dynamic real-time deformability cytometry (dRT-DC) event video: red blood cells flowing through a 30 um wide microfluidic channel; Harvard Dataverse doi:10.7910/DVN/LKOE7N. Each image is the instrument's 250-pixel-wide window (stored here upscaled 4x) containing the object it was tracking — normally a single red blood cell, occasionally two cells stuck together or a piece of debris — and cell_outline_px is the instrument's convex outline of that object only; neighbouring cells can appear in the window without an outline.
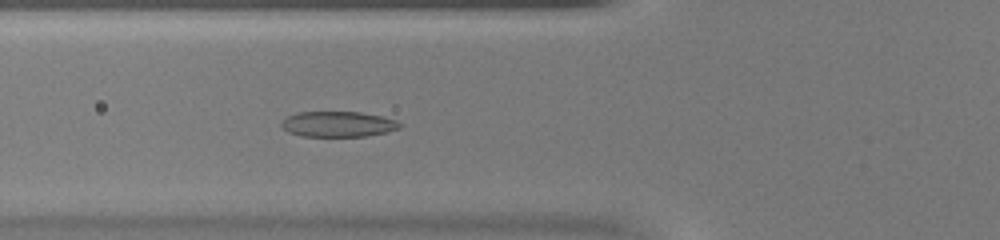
{"species": "common noctule bat (a hibernating species)", "species_latin": "Nyctalus noctula", "temperature_condition": "warm", "stored_images_in_passage": 37, "camera_frame_rate_fps": 3000, "um_per_image_px": 0.085, "animal": {"sex": "female", "body_mass_g": 20.0, "forearm_length_mm": 54.0}, "frame": {"image": 1, "passage_image": 8, "time_ms": 2.333, "image_size_px": [1000, 240], "cell_outline_px": [[404, 124], [400, 128], [388, 132], [368, 136], [300, 136], [288, 132], [280, 124], [288, 116], [296, 112], [360, 112], [380, 116], [396, 120]], "centroid_in_image_um": [28.77, 10.55], "position_along_channel_um": 97.0, "area_um2": 17.63}}
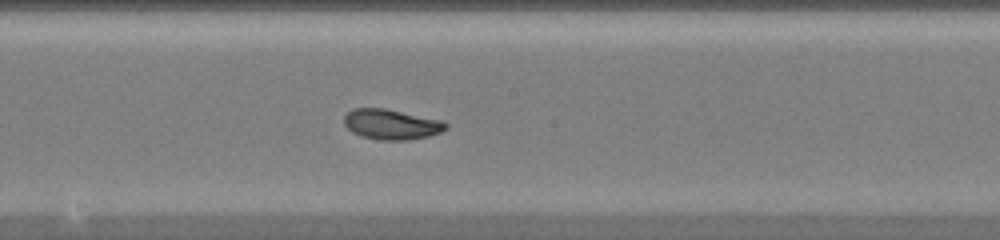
{"frame": {"image": 2, "passage_image": 16, "time_ms": 5.0, "image_size_px": [1000, 240], "cell_outline_px": [[448, 128], [440, 132], [428, 136], [408, 140], [380, 140], [360, 136], [352, 132], [344, 124], [344, 116], [352, 108], [384, 108], [440, 120], [448, 124]], "centroid_in_image_um": [33.24, 10.57], "position_along_channel_um": 215.0, "area_um2": 17.86}}
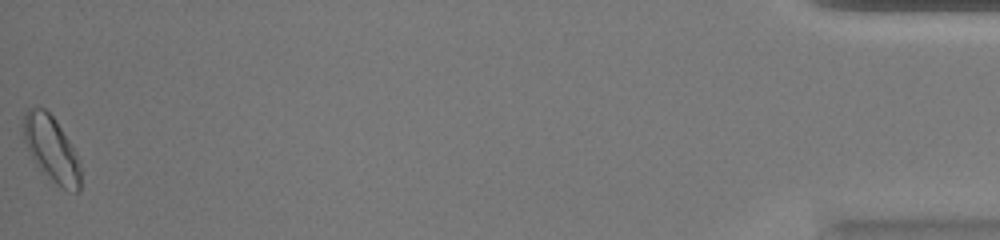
{"frame": {"image": 3, "passage_image": 37, "time_ms": 12.0, "image_size_px": [1000, 240], "cell_outline_px": [[80, 192], [76, 192], [64, 188], [56, 184], [36, 164], [24, 140], [24, 116], [28, 108], [44, 108], [56, 120], [76, 152], [80, 160]], "centroid_in_image_um": [4.4, 12.66], "position_along_channel_um": 430.8, "area_um2": 21.33}}